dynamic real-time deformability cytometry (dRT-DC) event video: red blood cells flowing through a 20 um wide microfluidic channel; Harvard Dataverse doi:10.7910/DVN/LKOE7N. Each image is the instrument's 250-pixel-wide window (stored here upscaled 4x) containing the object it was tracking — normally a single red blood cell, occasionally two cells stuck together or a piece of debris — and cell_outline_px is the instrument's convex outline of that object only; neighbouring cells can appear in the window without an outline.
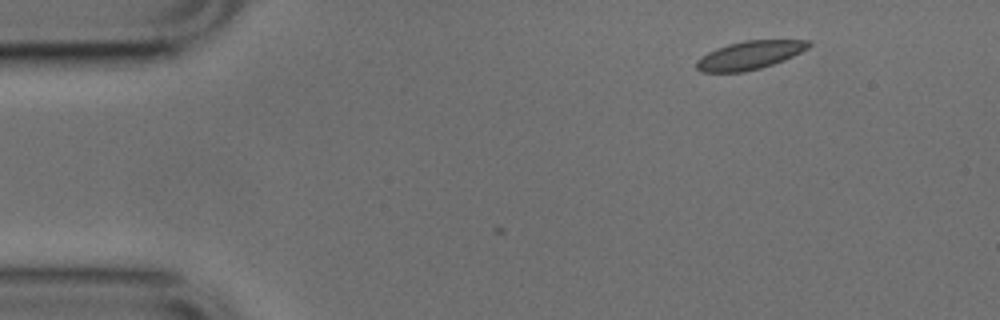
{"species": "common noctule bat (a hibernating species)", "species_latin": "Nyctalus noctula", "temperature_condition": "cold", "stored_images_in_passage": 4, "camera_frame_rate_fps": 3000, "um_per_image_px": 0.085, "animal": {"sex": "male", "body_mass_g": 17.9, "forearm_length_mm": 54.2}, "frame": {"image": 1, "passage_image": 1, "time_ms": 0.0, "image_size_px": [1000, 320], "cell_outline_px": [[812, 44], [808, 48], [784, 60], [760, 68], [744, 72], [700, 72], [696, 68], [696, 60], [700, 56], [716, 48], [728, 44], [744, 40], [812, 40]], "centroid_in_image_um": [63.7, 4.69], "position_along_channel_um": 21.3, "area_um2": 18.61}}